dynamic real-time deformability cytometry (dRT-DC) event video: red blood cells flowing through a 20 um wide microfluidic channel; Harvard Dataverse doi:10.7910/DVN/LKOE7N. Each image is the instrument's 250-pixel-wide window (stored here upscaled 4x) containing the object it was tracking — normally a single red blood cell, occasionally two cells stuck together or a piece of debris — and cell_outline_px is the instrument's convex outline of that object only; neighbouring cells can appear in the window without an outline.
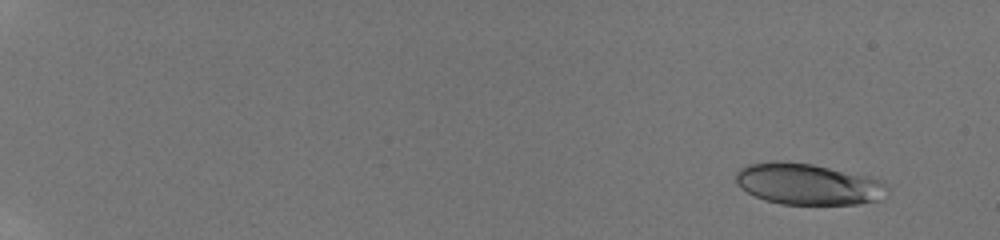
{"species": "human", "species_latin": "Homo sapiens", "temperature_condition": "room temperature", "stored_images_in_passage": 69, "camera_frame_rate_fps": 3000, "um_per_image_px": 0.085, "donor": {"sex": "male"}, "frame": {"image": 1, "passage_image": 7, "time_ms": 1.333, "image_size_px": [1000, 240], "cell_outline_px": [[888, 188], [876, 200], [860, 204], [780, 204], [764, 200], [740, 188], [736, 184], [736, 172], [740, 168], [748, 164], [772, 160], [784, 160], [812, 164], [868, 176], [880, 180]], "centroid_in_image_um": [68.59, 15.63], "position_along_channel_um": 16.4, "area_um2": 36.36}}
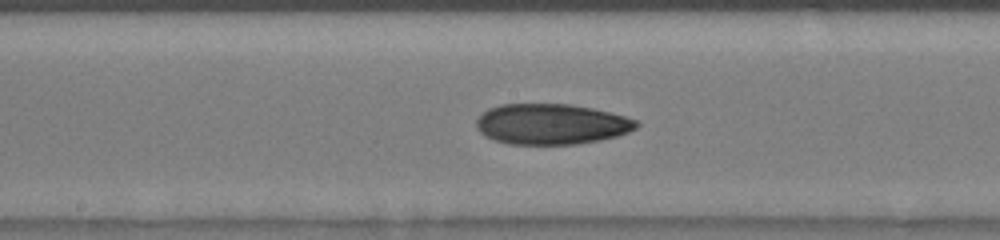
{"frame": {"image": 2, "passage_image": 39, "time_ms": 10.667, "image_size_px": [1000, 240], "cell_outline_px": [[640, 124], [636, 128], [628, 132], [616, 136], [600, 140], [576, 144], [508, 144], [484, 136], [476, 128], [476, 120], [488, 108], [500, 104], [572, 104], [592, 108], [624, 116], [636, 120]], "centroid_in_image_um": [46.84, 10.55], "position_along_channel_um": 201.4, "area_um2": 37.86}}
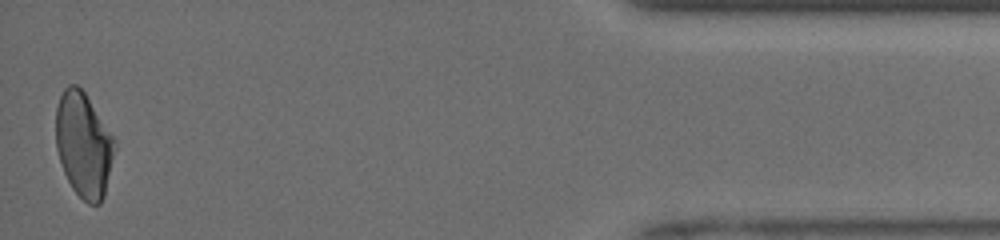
{"frame": {"image": 3, "passage_image": 69, "time_ms": 17.667, "image_size_px": [1000, 240], "cell_outline_px": [[116, 148], [104, 196], [100, 204], [88, 204], [72, 188], [64, 172], [56, 148], [56, 108], [60, 96], [64, 88], [68, 84], [76, 84], [84, 92], [116, 140]], "centroid_in_image_um": [7.11, 12.3], "position_along_channel_um": 428.1, "area_um2": 35.84}, "authors_computed_cell_mechanics": {"area_um2": 36.5296, "velocity_mm_per_s": 4.0969, "shape_relaxation_time_tau1_ms": null, "shape_relaxation_time_tau2_ms": 3.329, "deformation_change_tau1": null, "deformation_change_tau2": 0.1006}}